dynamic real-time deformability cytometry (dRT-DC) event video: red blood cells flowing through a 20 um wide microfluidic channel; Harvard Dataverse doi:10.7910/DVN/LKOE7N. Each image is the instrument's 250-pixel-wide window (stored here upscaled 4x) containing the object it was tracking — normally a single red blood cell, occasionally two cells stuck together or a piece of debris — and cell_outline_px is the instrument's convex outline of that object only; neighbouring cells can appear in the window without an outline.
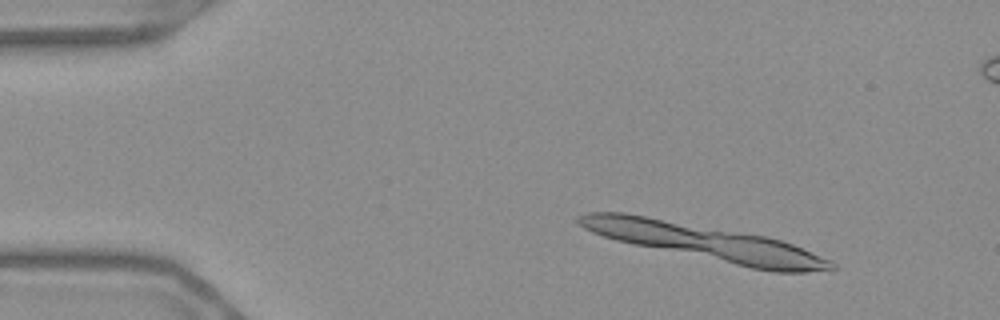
{"species": "Egyptian fruit bat (a non-hibernating species)", "species_latin": "Rousettus aegyptiacus", "temperature_condition": "warm", "stored_images_in_passage": 8, "segment_of_instrument_passage": [2, 2], "camera_frame_rate_fps": 3000, "um_per_image_px": 0.085, "frame": {"image": 1, "passage_image": 8, "time_ms": 2.333, "image_size_px": [1000, 320], "cell_outline_px": [[820, 268], [760, 268], [744, 264], [732, 260], [724, 256], [728, 236], [756, 236], [776, 240], [800, 248], [808, 252], [812, 256]], "centroid_in_image_um": [65.23, 21.53], "position_along_channel_um": 19.8, "area_um2": 16.07}}